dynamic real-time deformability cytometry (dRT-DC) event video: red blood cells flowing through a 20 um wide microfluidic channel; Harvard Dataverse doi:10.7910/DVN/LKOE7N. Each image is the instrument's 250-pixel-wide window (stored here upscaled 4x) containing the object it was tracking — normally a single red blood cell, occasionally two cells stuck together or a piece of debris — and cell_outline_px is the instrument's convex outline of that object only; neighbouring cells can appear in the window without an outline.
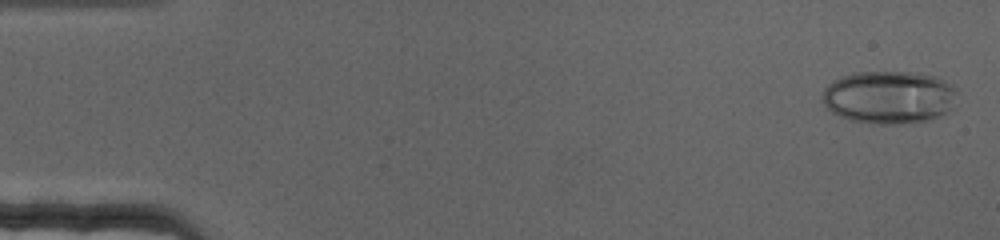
{"species": "human", "species_latin": "Homo sapiens", "temperature_condition": "cold", "stored_images_in_passage": 70, "camera_frame_rate_fps": 3000, "um_per_image_px": 0.085, "donor": {"sex": "female"}, "frame": {"image": 1, "passage_image": 2, "time_ms": 0.333, "image_size_px": [1000, 240], "cell_outline_px": [[956, 92], [952, 108], [940, 116], [928, 120], [896, 124], [880, 124], [852, 120], [840, 116], [832, 112], [824, 104], [820, 96], [824, 88], [832, 80], [856, 72], [916, 72], [936, 76], [952, 84]], "centroid_in_image_um": [75.56, 8.25], "position_along_channel_um": 9.4, "area_um2": 41.62}}
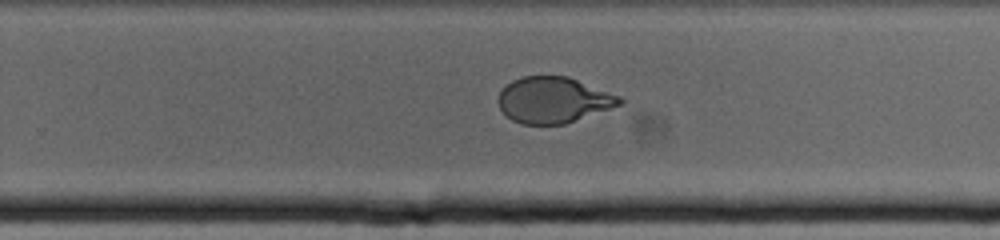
{"frame": {"image": 2, "passage_image": 45, "time_ms": 14.667, "image_size_px": [1000, 240], "cell_outline_px": [[624, 104], [564, 124], [520, 124], [512, 120], [500, 108], [496, 100], [500, 92], [512, 80], [524, 76], [568, 76], [620, 96], [624, 100]], "centroid_in_image_um": [47.05, 8.5], "position_along_channel_um": 282.7, "area_um2": 32.48}}
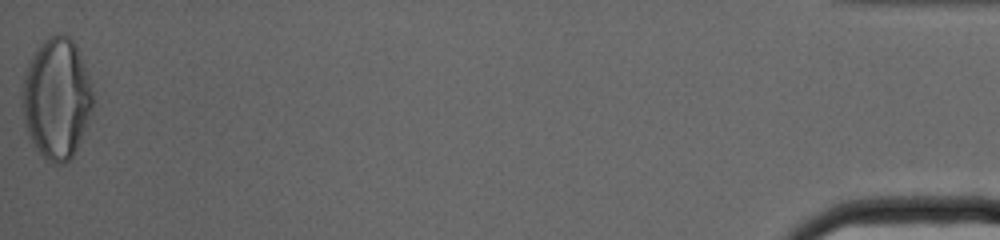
{"frame": {"image": 3, "passage_image": 70, "time_ms": 23.0, "image_size_px": [1000, 240], "cell_outline_px": [[92, 116], [72, 156], [64, 164], [52, 164], [44, 160], [28, 136], [24, 124], [20, 104], [20, 88], [24, 72], [32, 56], [40, 44], [48, 36], [56, 32], [68, 36], [76, 44], [92, 92]], "centroid_in_image_um": [4.76, 8.4], "position_along_channel_um": 430.4, "area_um2": 50.34}}